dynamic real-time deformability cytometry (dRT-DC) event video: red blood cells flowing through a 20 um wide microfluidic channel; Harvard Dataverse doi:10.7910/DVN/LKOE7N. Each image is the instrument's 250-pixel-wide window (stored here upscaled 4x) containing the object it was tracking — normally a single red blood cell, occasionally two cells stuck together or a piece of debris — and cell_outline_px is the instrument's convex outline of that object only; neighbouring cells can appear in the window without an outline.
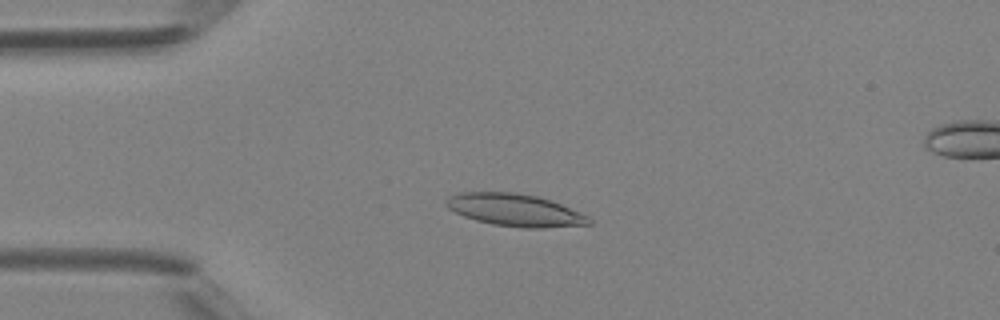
{"species": "Egyptian fruit bat (a non-hibernating species)", "species_latin": "Rousettus aegyptiacus", "temperature_condition": "room temperature", "stored_images_in_passage": 43, "camera_frame_rate_fps": 3000, "um_per_image_px": 0.085, "animal": {"sex": "female"}, "frame": {"image": 1, "passage_image": 11, "time_ms": 3.333, "image_size_px": [1000, 320], "cell_outline_px": [[592, 224], [544, 228], [524, 228], [492, 224], [476, 220], [464, 216], [448, 208], [444, 204], [444, 200], [448, 196], [456, 192], [516, 192], [536, 196], [552, 200], [588, 216], [592, 220]], "centroid_in_image_um": [43.75, 17.85], "position_along_channel_um": 41.3, "area_um2": 27.11}}
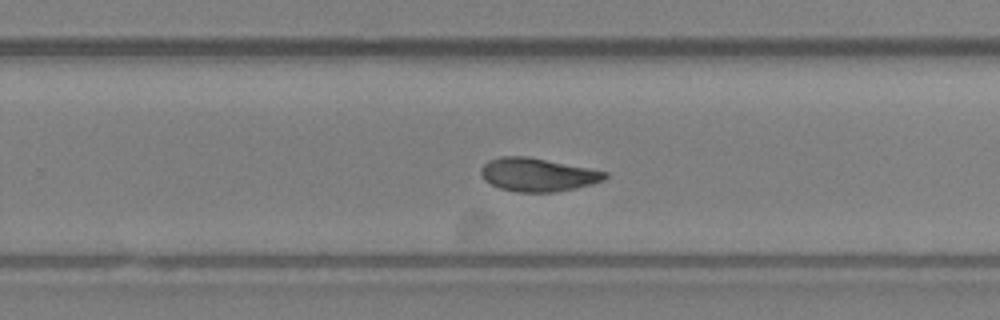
{"frame": {"image": 2, "passage_image": 28, "time_ms": 9.0, "image_size_px": [1000, 320], "cell_outline_px": [[608, 176], [604, 180], [592, 184], [576, 188], [556, 192], [516, 192], [500, 188], [484, 180], [480, 172], [480, 168], [488, 160], [500, 156], [528, 156], [608, 172]], "centroid_in_image_um": [45.69, 14.85], "position_along_channel_um": 284.1, "area_um2": 24.16}}
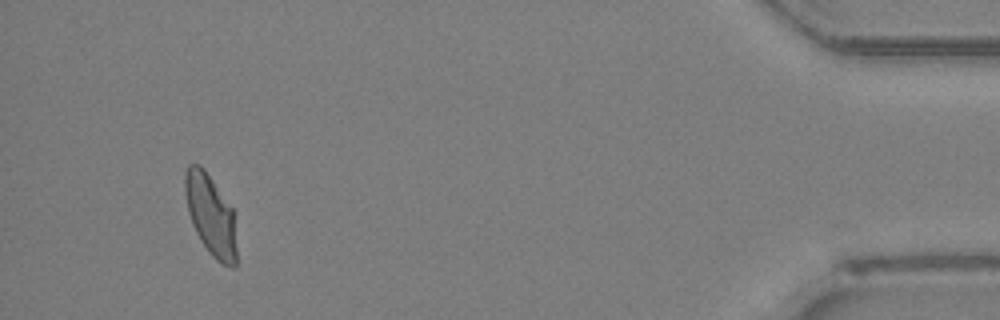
{"frame": {"image": 3, "passage_image": 41, "time_ms": 13.333, "image_size_px": [1000, 320], "cell_outline_px": [[236, 264], [232, 268], [216, 260], [208, 252], [200, 240], [192, 224], [188, 212], [184, 192], [184, 172], [188, 164], [200, 164], [204, 168], [232, 208], [236, 248]], "centroid_in_image_um": [17.87, 18.26], "position_along_channel_um": 417.3, "area_um2": 24.28}}